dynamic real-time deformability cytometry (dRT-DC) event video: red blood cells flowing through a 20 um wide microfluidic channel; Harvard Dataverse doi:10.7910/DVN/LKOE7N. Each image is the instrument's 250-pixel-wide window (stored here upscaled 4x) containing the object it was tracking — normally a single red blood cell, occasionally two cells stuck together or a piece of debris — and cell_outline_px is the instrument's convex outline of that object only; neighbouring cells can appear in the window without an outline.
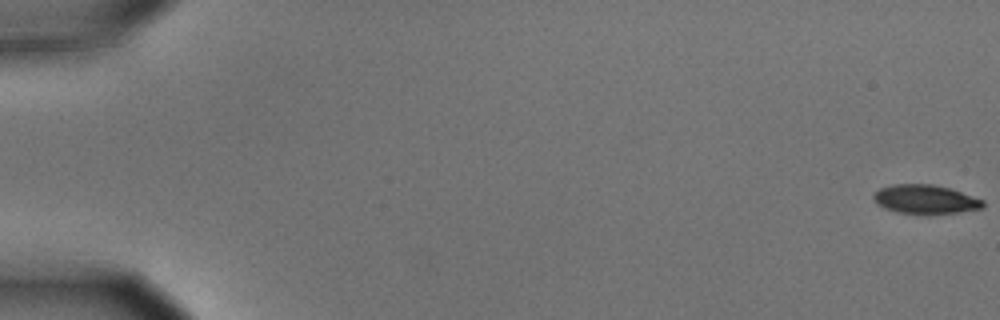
{"species": "common noctule bat (a hibernating species)", "species_latin": "Nyctalus noctula", "temperature_condition": "cold", "stored_images_in_passage": 52, "camera_frame_rate_fps": 3000, "um_per_image_px": 0.085, "animal": {"sex": "male", "body_mass_g": 15.6}, "frame": {"image": 1, "passage_image": 1, "time_ms": 0.0, "image_size_px": [1000, 320], "cell_outline_px": [[984, 208], [960, 212], [928, 216], [924, 216], [896, 212], [884, 208], [876, 204], [872, 200], [872, 196], [880, 188], [892, 184], [932, 184], [948, 188], [984, 200]], "centroid_in_image_um": [78.62, 16.98], "position_along_channel_um": 6.4, "area_um2": 19.02}}
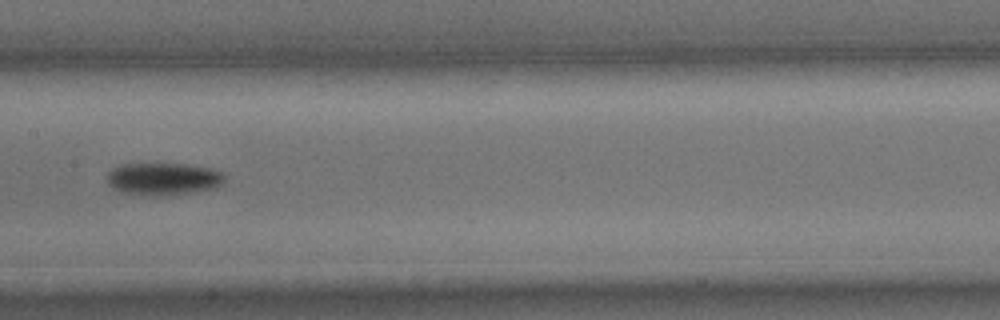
{"frame": {"image": 2, "passage_image": 30, "time_ms": 9.667, "image_size_px": [1000, 320], "cell_outline_px": [[224, 180], [216, 188], [196, 192], [164, 196], [148, 196], [120, 192], [112, 188], [108, 184], [108, 172], [112, 168], [120, 164], [188, 164], [212, 168], [220, 172], [224, 176]], "centroid_in_image_um": [13.86, 15.22], "position_along_channel_um": 193.5, "area_um2": 22.48}}
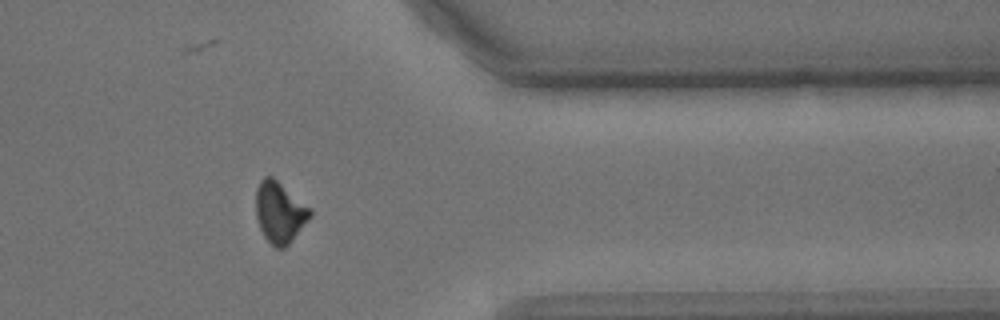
{"frame": {"image": 3, "passage_image": 47, "time_ms": 15.333, "image_size_px": [1000, 320], "cell_outline_px": [[312, 216], [288, 244], [284, 248], [276, 248], [264, 236], [260, 228], [256, 216], [256, 188], [260, 180], [264, 176], [272, 176], [312, 208]], "centroid_in_image_um": [23.78, 18.02], "position_along_channel_um": 387.6, "area_um2": 19.31}, "authors_computed_cell_mechanics": {"area_um2": 20.4034, "velocity_mm_per_s": 3.633, "shape_relaxation_time_tau1_ms": 2.147, "shape_relaxation_time_tau2_ms": null, "deformation_change_tau1": 0.1062, "deformation_change_tau2": null}}